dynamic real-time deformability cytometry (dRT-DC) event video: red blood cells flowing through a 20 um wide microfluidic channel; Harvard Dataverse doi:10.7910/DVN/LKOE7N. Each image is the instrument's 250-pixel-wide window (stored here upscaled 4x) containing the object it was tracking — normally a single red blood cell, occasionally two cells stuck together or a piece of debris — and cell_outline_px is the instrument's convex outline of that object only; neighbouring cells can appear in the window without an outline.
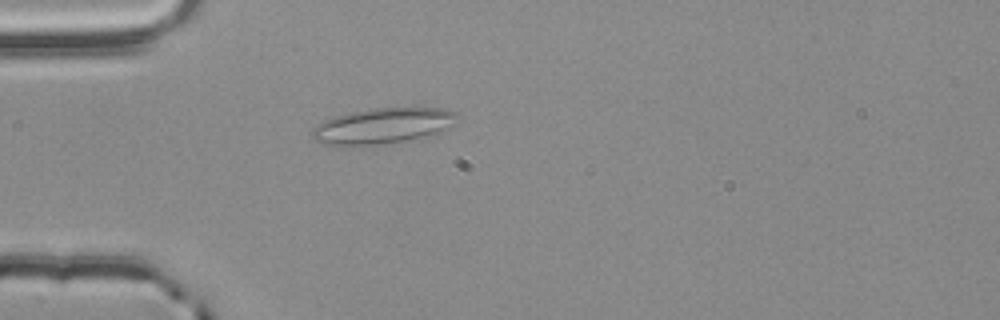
{"species": "common noctule bat (a hibernating species)", "species_latin": "Nyctalus noctula", "temperature_condition": "room temperature", "stored_images_in_passage": 41, "camera_frame_rate_fps": 3000, "um_per_image_px": 0.085, "animal": {"sex": "male", "body_mass_g": 20.4}, "frame": {"image": 1, "passage_image": 2, "time_ms": 0.333, "image_size_px": [1000, 320], "cell_outline_px": [[460, 116], [452, 124], [436, 136], [420, 140], [376, 144], [320, 144], [312, 136], [312, 128], [336, 116], [352, 112], [376, 108], [440, 108], [460, 112]], "centroid_in_image_um": [32.68, 10.7], "position_along_channel_um": 52.3, "area_um2": 30.17}}
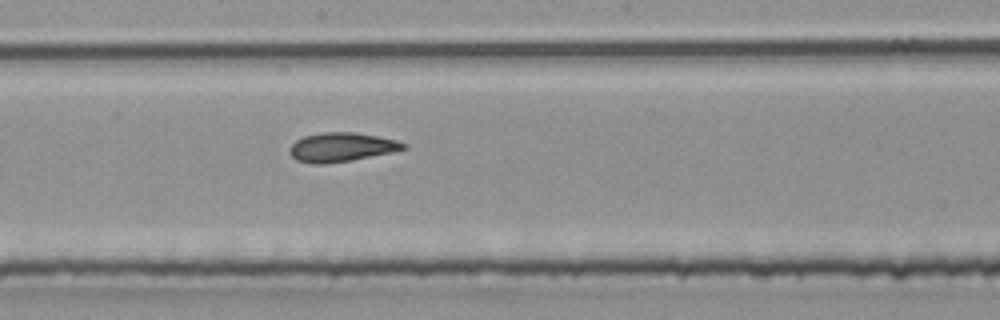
{"frame": {"image": 2, "passage_image": 16, "time_ms": 5.0, "image_size_px": [1000, 320], "cell_outline_px": [[408, 148], [392, 152], [352, 160], [320, 164], [312, 164], [296, 160], [288, 152], [288, 148], [296, 140], [304, 136], [320, 132], [356, 132], [396, 140], [408, 144]], "centroid_in_image_um": [29.01, 12.5], "position_along_channel_um": 219.2, "area_um2": 19.36}}
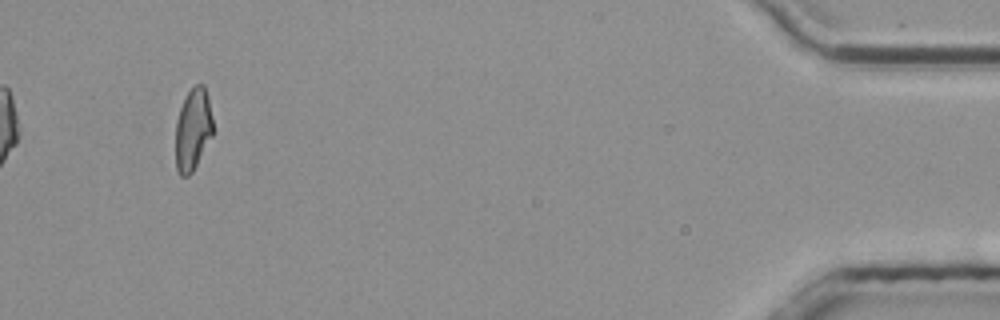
{"frame": {"image": 3, "passage_image": 38, "time_ms": 12.333, "image_size_px": [1000, 320], "cell_outline_px": [[212, 136], [192, 172], [188, 176], [180, 176], [176, 168], [176, 120], [180, 108], [188, 92], [196, 84], [204, 84], [208, 96], [212, 116]], "centroid_in_image_um": [16.39, 11.0], "position_along_channel_um": 418.8, "area_um2": 17.74}, "authors_computed_cell_mechanics": {"area_um2": 18.9006, "velocity_mm_per_s": 3.7936, "shape_relaxation_time_tau1_ms": null, "shape_relaxation_time_tau2_ms": 3.5969, "deformation_change_tau1": null, "deformation_change_tau2": 0.1305}}